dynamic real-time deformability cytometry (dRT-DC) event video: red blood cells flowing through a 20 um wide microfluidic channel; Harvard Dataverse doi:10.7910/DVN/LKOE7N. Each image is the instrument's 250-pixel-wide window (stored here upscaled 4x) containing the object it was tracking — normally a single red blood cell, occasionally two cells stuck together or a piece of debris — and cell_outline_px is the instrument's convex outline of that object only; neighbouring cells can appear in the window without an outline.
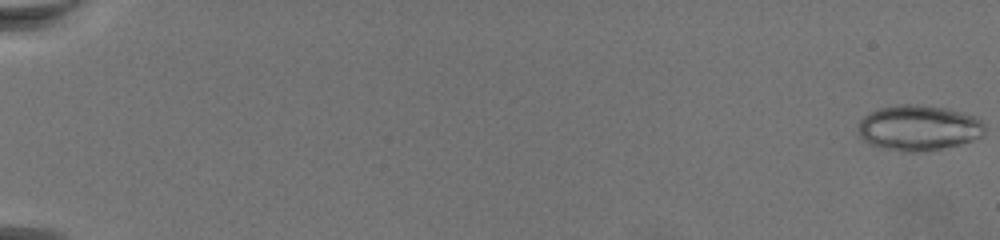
{"species": "common noctule bat (a hibernating species)", "species_latin": "Nyctalus noctula", "temperature_condition": "warm", "stored_images_in_passage": 72, "camera_frame_rate_fps": 3000, "um_per_image_px": 0.085, "animal": {"sex": "female", "body_mass_g": 19.5, "forearm_length_mm": 54.1}, "frame": {"image": 1, "passage_image": 1, "time_ms": 0.0, "image_size_px": [1000, 240], "cell_outline_px": [[984, 132], [980, 136], [972, 140], [960, 144], [940, 148], [912, 152], [900, 152], [872, 144], [864, 140], [856, 132], [860, 120], [864, 116], [880, 108], [900, 104], [920, 104], [948, 108], [976, 116], [984, 124]], "centroid_in_image_um": [78.08, 10.85], "position_along_channel_um": 6.9, "area_um2": 33.41}}